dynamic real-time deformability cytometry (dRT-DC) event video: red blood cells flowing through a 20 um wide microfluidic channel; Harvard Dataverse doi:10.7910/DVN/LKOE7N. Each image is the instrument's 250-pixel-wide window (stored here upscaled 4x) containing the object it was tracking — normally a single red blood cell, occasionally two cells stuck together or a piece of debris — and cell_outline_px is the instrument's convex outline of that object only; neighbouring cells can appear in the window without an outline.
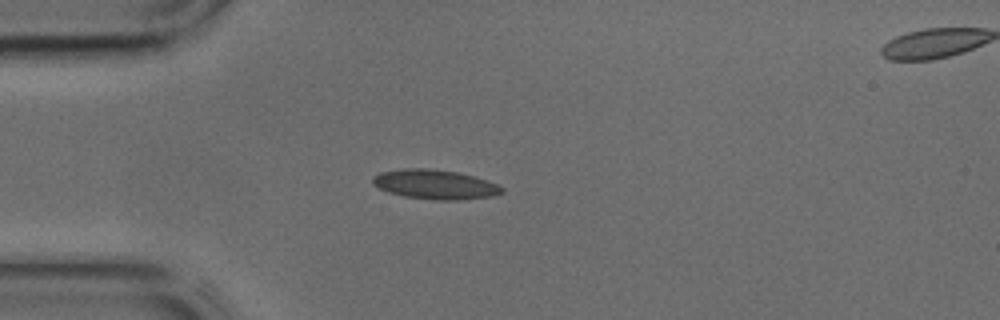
{"species": "common noctule bat (a hibernating species)", "species_latin": "Nyctalus noctula", "temperature_condition": "cold", "stored_images_in_passage": 42, "segment_of_instrument_passage": [1, 2], "camera_frame_rate_fps": 3000, "um_per_image_px": 0.085, "animal": {"sex": "male", "body_mass_g": 17.9, "forearm_length_mm": 54.2}, "frame": {"image": 1, "passage_image": 9, "time_ms": 2.667, "image_size_px": [1000, 320], "cell_outline_px": [[504, 192], [492, 196], [456, 200], [436, 200], [404, 196], [388, 192], [372, 184], [372, 176], [380, 172], [404, 168], [428, 168], [456, 172], [488, 180], [504, 188]], "centroid_in_image_um": [36.95, 15.67], "position_along_channel_um": 48.0, "area_um2": 22.14}}
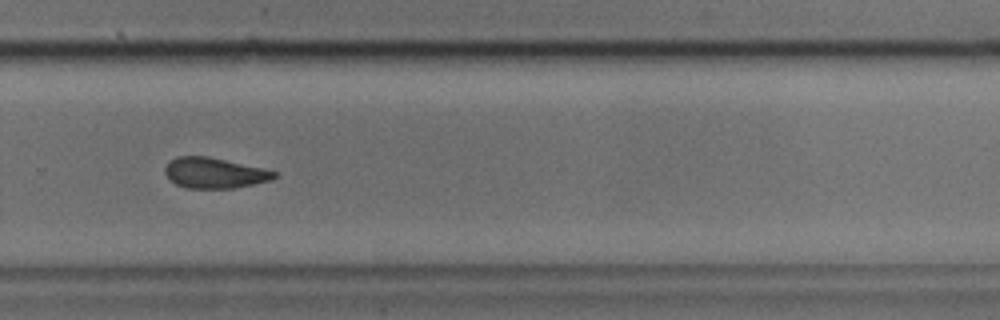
{"frame": {"image": 2, "passage_image": 27, "time_ms": 8.667, "image_size_px": [1000, 320], "cell_outline_px": [[276, 176], [272, 180], [256, 184], [232, 188], [188, 188], [176, 184], [164, 172], [164, 168], [176, 156], [208, 156], [260, 168], [276, 172]], "centroid_in_image_um": [18.22, 14.7], "position_along_channel_um": 311.6, "area_um2": 19.13}}
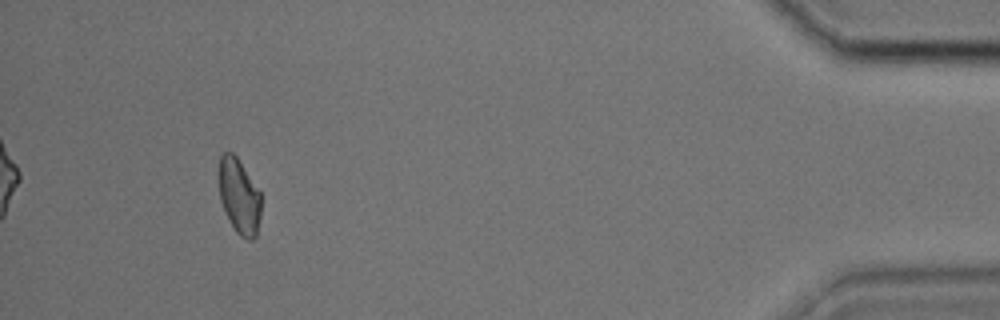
{"frame": {"image": 3, "passage_image": 38, "time_ms": 12.333, "image_size_px": [1000, 320], "cell_outline_px": [[260, 220], [256, 236], [252, 240], [248, 240], [240, 236], [236, 232], [228, 220], [220, 200], [220, 156], [224, 152], [232, 152], [236, 156], [260, 192]], "centroid_in_image_um": [20.34, 16.73], "position_along_channel_um": 414.9, "area_um2": 18.26}}